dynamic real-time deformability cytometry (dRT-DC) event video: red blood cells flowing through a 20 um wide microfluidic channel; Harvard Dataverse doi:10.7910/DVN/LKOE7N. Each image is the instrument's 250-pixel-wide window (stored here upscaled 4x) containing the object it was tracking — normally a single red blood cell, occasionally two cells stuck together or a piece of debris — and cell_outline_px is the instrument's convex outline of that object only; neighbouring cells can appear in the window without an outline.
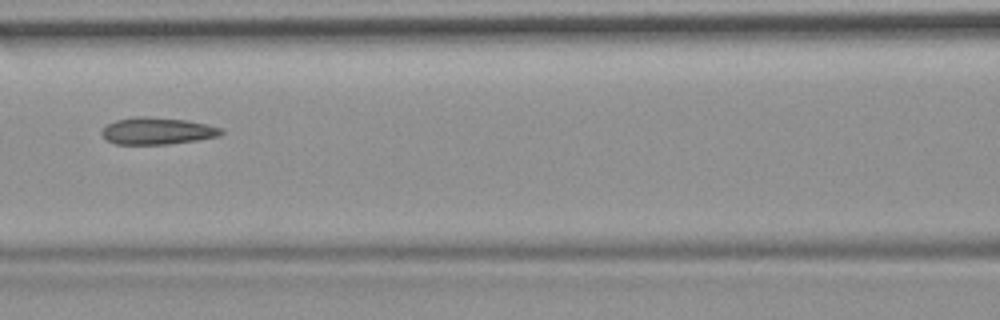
{"species": "common noctule bat (a hibernating species)", "species_latin": "Nyctalus noctula", "temperature_condition": "room temperature", "stored_images_in_passage": 54, "camera_frame_rate_fps": 3000, "um_per_image_px": 0.085, "animal": {"sex": "female", "body_mass_g": 19.9}, "frame": {"image": 1, "passage_image": 24, "time_ms": 7.667, "image_size_px": [1000, 320], "cell_outline_px": [[224, 132], [220, 136], [196, 140], [168, 144], [116, 144], [108, 140], [100, 132], [108, 124], [116, 120], [136, 116], [148, 116], [188, 120], [208, 124], [224, 128]], "centroid_in_image_um": [13.42, 11.12], "position_along_channel_um": 153.2, "area_um2": 18.84}, "authors_computed_cell_mechanics": {"area_um2": 19.0451, "velocity_mm_per_s": 3.7281, "shape_relaxation_time_tau1_ms": null, "shape_relaxation_time_tau2_ms": 2.7051, "deformation_change_tau1": null, "deformation_change_tau2": 0.0826}}